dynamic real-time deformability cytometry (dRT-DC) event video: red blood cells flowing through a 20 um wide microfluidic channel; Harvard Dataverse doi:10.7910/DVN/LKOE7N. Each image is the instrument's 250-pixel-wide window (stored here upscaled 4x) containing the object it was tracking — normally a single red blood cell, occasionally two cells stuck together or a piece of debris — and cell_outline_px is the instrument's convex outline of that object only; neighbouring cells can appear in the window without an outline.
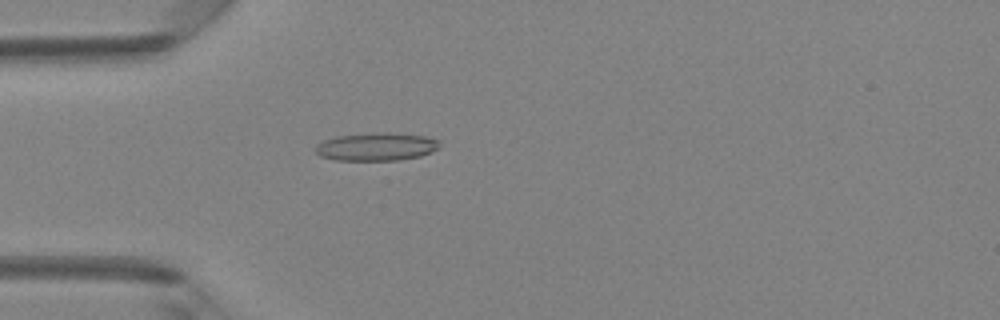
{"species": "Egyptian fruit bat (a non-hibernating species)", "species_latin": "Rousettus aegyptiacus", "temperature_condition": "room temperature", "stored_images_in_passage": 48, "camera_frame_rate_fps": 3000, "um_per_image_px": 0.085, "animal": {"sex": "female"}, "frame": {"image": 1, "passage_image": 14, "time_ms": 4.333, "image_size_px": [1000, 320], "cell_outline_px": [[440, 144], [432, 152], [420, 156], [400, 160], [336, 160], [320, 156], [316, 152], [316, 144], [324, 140], [336, 136], [372, 132], [388, 132], [424, 136], [440, 140]], "centroid_in_image_um": [31.99, 12.46], "position_along_channel_um": 53.0, "area_um2": 20.35}}
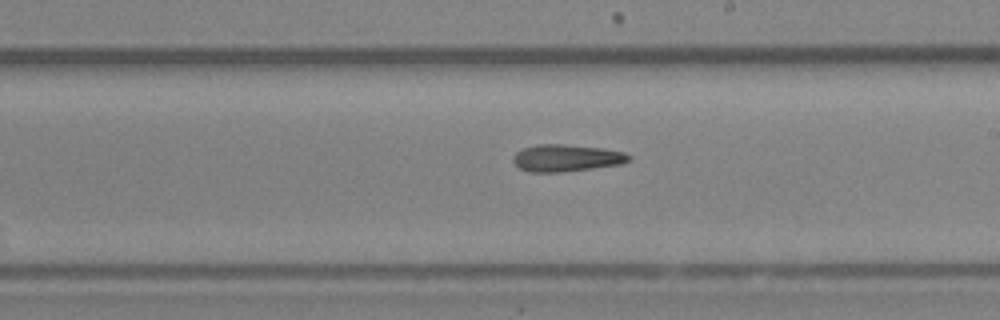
{"frame": {"image": 2, "passage_image": 28, "time_ms": 9.0, "image_size_px": [1000, 320], "cell_outline_px": [[632, 160], [620, 164], [564, 172], [528, 172], [520, 168], [512, 160], [512, 156], [516, 152], [524, 148], [536, 144], [564, 144], [604, 148], [624, 152], [632, 156]], "centroid_in_image_um": [48.15, 13.42], "position_along_channel_um": 240.8, "area_um2": 18.38}}
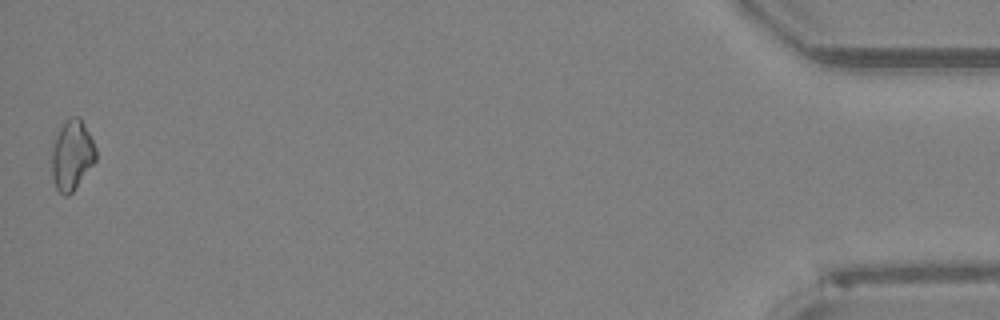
{"frame": {"image": 3, "passage_image": 48, "time_ms": 15.667, "image_size_px": [1000, 320], "cell_outline_px": [[96, 160], [72, 192], [68, 196], [64, 196], [56, 188], [52, 176], [52, 144], [64, 120], [72, 116], [80, 116], [96, 148]], "centroid_in_image_um": [6.1, 13.17], "position_along_channel_um": 429.1, "area_um2": 17.92}}